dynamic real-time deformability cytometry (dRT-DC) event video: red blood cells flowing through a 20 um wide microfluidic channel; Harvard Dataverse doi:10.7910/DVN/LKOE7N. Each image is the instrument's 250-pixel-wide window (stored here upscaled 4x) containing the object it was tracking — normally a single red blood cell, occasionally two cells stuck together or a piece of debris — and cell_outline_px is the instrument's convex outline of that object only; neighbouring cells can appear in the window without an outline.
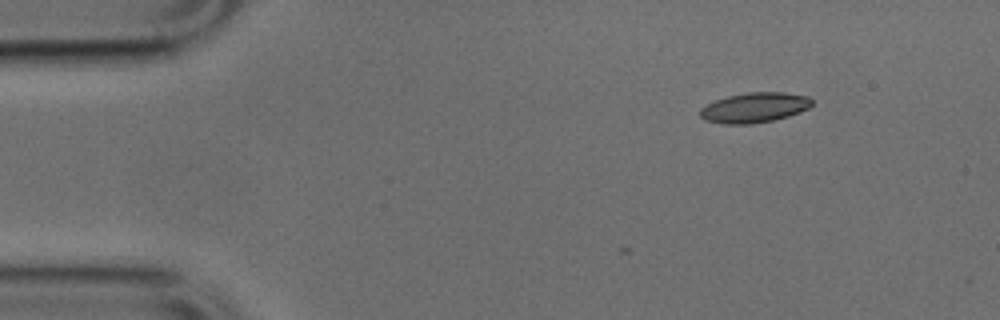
{"species": "common noctule bat (a hibernating species)", "species_latin": "Nyctalus noctula", "temperature_condition": "cold", "stored_images_in_passage": 4, "camera_frame_rate_fps": 3000, "um_per_image_px": 0.085, "animal": {"sex": "male", "body_mass_g": 17.9, "forearm_length_mm": 54.2}, "frame": {"image": 1, "passage_image": 1, "time_ms": 0.0, "image_size_px": [1000, 320], "cell_outline_px": [[812, 104], [808, 108], [800, 112], [788, 116], [772, 120], [752, 124], [724, 124], [704, 120], [700, 116], [700, 108], [716, 100], [728, 96], [748, 92], [784, 92], [808, 96], [812, 100]], "centroid_in_image_um": [64.13, 9.14], "position_along_channel_um": 20.9, "area_um2": 19.54}}